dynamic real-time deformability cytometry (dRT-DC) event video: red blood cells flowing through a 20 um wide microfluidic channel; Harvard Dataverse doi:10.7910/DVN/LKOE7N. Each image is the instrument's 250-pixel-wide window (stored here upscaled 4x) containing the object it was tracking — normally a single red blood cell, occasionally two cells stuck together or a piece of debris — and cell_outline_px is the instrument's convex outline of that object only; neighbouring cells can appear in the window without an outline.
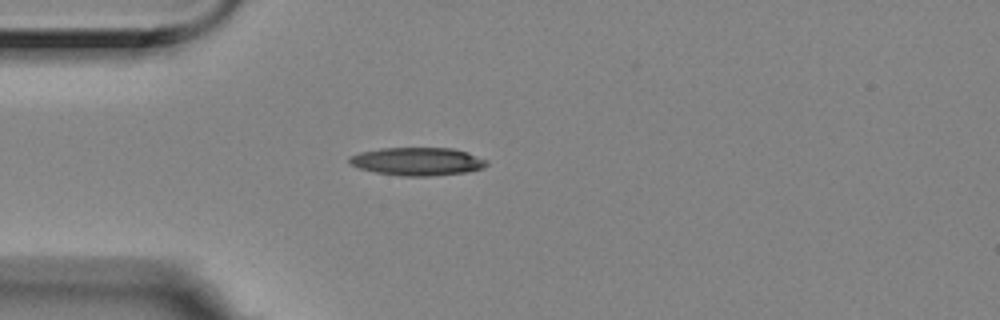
{"species": "Egyptian fruit bat (a non-hibernating species)", "species_latin": "Rousettus aegyptiacus", "temperature_condition": "room temperature", "stored_images_in_passage": 1, "camera_frame_rate_fps": 3000, "um_per_image_px": 0.085, "animal": {"sex": "female"}, "frame": {"image": 1, "passage_image": 1, "time_ms": 0.0, "image_size_px": [1000, 320], "cell_outline_px": [[488, 164], [484, 168], [464, 172], [428, 176], [400, 176], [376, 172], [360, 168], [352, 164], [348, 160], [348, 156], [360, 152], [380, 148], [452, 148], [468, 152], [488, 160]], "centroid_in_image_um": [35.49, 13.71], "position_along_channel_um": 49.5, "area_um2": 22.43}}